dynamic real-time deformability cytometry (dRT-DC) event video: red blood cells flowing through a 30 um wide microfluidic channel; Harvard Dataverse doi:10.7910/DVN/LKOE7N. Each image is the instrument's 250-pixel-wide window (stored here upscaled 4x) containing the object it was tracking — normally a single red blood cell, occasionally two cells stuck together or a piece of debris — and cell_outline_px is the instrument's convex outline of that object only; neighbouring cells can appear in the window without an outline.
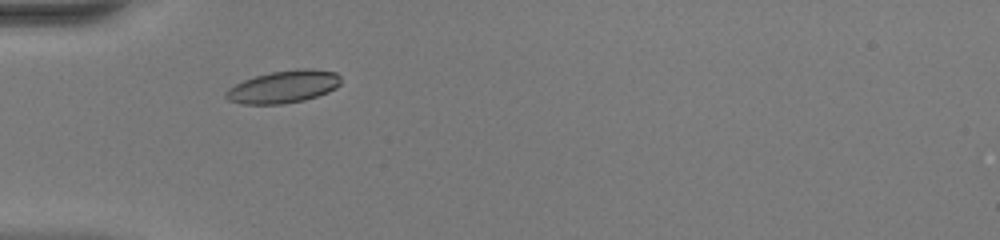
{"species": "common noctule bat (a hibernating species)", "species_latin": "Nyctalus noctula", "temperature_condition": "warm", "stored_images_in_passage": 42, "camera_frame_rate_fps": 3000, "um_per_image_px": 0.085, "animal": {"sex": "female", "body_mass_g": 20.0, "forearm_length_mm": 54.0}, "frame": {"image": 1, "passage_image": 8, "time_ms": 2.333, "image_size_px": [1000, 240], "cell_outline_px": [[340, 84], [336, 88], [328, 92], [304, 100], [280, 104], [240, 104], [228, 100], [224, 96], [224, 92], [228, 88], [244, 80], [256, 76], [272, 72], [304, 68], [308, 68], [336, 72], [340, 76]], "centroid_in_image_um": [24.08, 7.38], "position_along_channel_um": 60.9, "area_um2": 21.68}}
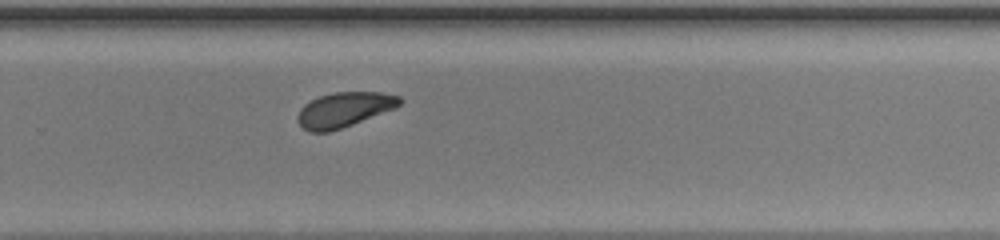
{"frame": {"image": 2, "passage_image": 26, "time_ms": 8.333, "image_size_px": [1000, 240], "cell_outline_px": [[404, 100], [396, 108], [352, 124], [328, 132], [308, 132], [296, 120], [296, 116], [300, 108], [304, 104], [320, 96], [336, 92], [380, 92], [400, 96]], "centroid_in_image_um": [29.25, 9.32], "position_along_channel_um": 300.5, "area_um2": 20.69}}
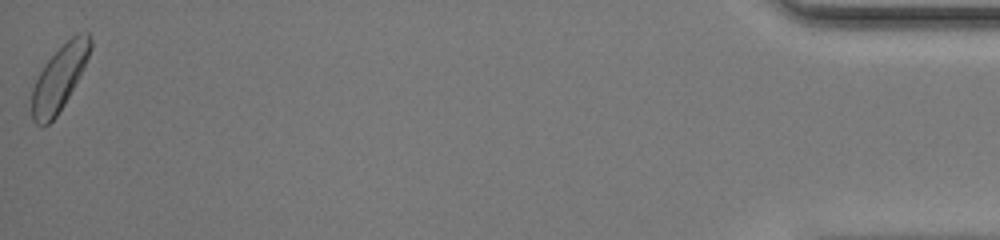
{"frame": {"image": 3, "passage_image": 42, "time_ms": 13.667, "image_size_px": [1000, 240], "cell_outline_px": [[92, 48], [64, 104], [56, 116], [48, 124], [36, 124], [32, 120], [32, 88], [44, 64], [76, 32], [88, 32], [92, 40]], "centroid_in_image_um": [5.03, 6.61], "position_along_channel_um": 430.2, "area_um2": 21.44}, "authors_computed_cell_mechanics": {"area_um2": 20.8947, "velocity_mm_per_s": 4.1061, "shape_relaxation_time_tau1_ms": 1.4743, "shape_relaxation_time_tau2_ms": 2.6902, "deformation_change_tau1": 0.089, "deformation_change_tau2": 0.0753}}